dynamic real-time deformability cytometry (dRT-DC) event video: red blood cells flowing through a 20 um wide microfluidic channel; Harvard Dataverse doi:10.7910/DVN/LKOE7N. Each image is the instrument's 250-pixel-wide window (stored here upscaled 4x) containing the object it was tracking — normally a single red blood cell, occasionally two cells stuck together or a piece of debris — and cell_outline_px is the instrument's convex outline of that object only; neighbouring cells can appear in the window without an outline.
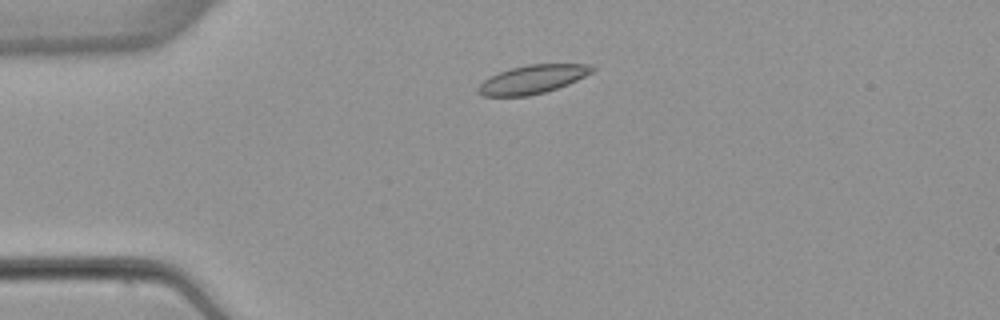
{"species": "common noctule bat (a hibernating species)", "species_latin": "Nyctalus noctula", "temperature_condition": "warm", "stored_images_in_passage": 3, "camera_frame_rate_fps": 3000, "um_per_image_px": 0.085, "animal": {"sex": "female", "body_mass_g": 22.7, "forearm_length_mm": 54.2}, "frame": {"image": 1, "passage_image": 2, "time_ms": 1.667, "image_size_px": [1000, 320], "cell_outline_px": [[596, 68], [592, 72], [568, 84], [544, 92], [528, 96], [484, 96], [476, 92], [476, 88], [484, 80], [500, 72], [512, 68], [528, 64], [588, 64]], "centroid_in_image_um": [45.25, 6.74], "position_along_channel_um": 39.8, "area_um2": 18.73}}